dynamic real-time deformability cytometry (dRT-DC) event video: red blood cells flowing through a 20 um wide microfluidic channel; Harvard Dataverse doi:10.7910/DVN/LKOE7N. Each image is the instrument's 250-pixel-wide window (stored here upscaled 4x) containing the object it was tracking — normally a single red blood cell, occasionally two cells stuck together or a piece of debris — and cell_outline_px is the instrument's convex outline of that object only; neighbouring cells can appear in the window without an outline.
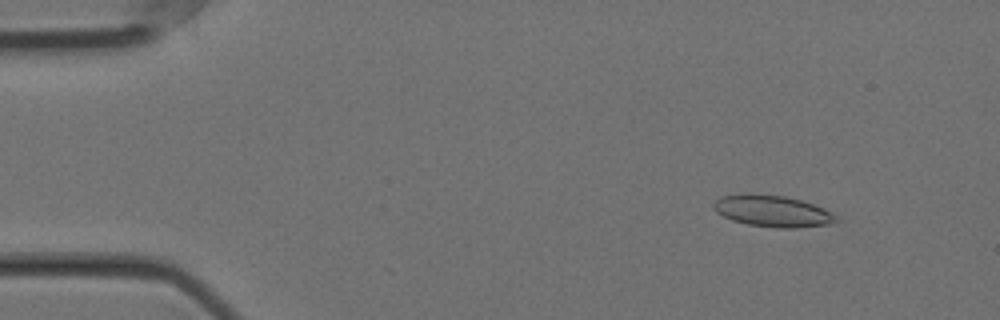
{"species": "Egyptian fruit bat (a non-hibernating species)", "species_latin": "Rousettus aegyptiacus", "temperature_condition": "cold", "stored_images_in_passage": 56, "camera_frame_rate_fps": 3000, "um_per_image_px": 0.085, "animal": {"sex": "female"}, "frame": {"image": 1, "passage_image": 6, "time_ms": 1.667, "image_size_px": [1000, 320], "cell_outline_px": [[840, 220], [828, 224], [796, 228], [776, 228], [748, 224], [732, 220], [716, 212], [712, 208], [712, 204], [720, 196], [740, 192], [752, 192], [784, 196], [800, 200], [824, 208], [836, 216]], "centroid_in_image_um": [65.6, 17.92], "position_along_channel_um": 19.4, "area_um2": 22.83}}
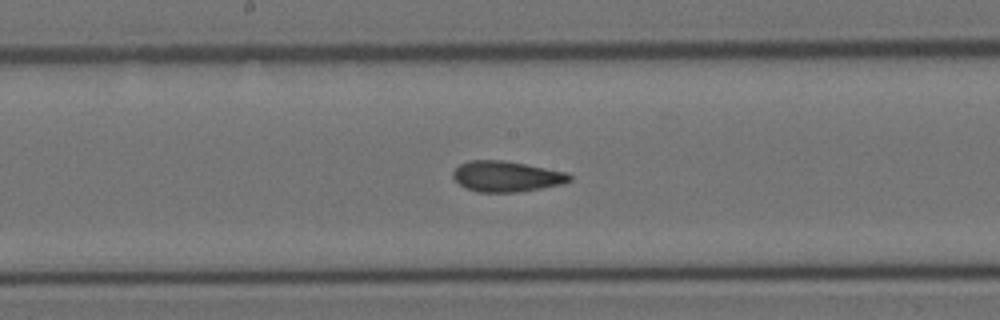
{"frame": {"image": 2, "passage_image": 29, "time_ms": 9.333, "image_size_px": [1000, 320], "cell_outline_px": [[572, 180], [564, 184], [520, 192], [476, 192], [464, 188], [452, 176], [452, 172], [460, 164], [468, 160], [500, 160], [524, 164], [568, 172], [572, 176]], "centroid_in_image_um": [43.06, 15.0], "position_along_channel_um": 205.1, "area_um2": 20.98}}
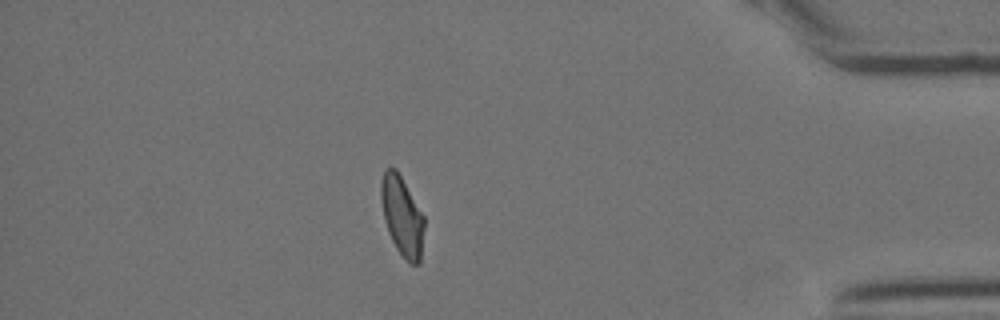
{"frame": {"image": 3, "passage_image": 49, "time_ms": 16.0, "image_size_px": [1000, 320], "cell_outline_px": [[424, 228], [420, 264], [412, 264], [396, 248], [388, 232], [384, 220], [380, 200], [380, 180], [384, 168], [396, 168], [424, 216]], "centroid_in_image_um": [34.15, 18.32], "position_along_channel_um": 401.0, "area_um2": 20.0}, "authors_computed_cell_mechanics": {"area_um2": 21.0103, "velocity_mm_per_s": 3.5532, "shape_relaxation_time_tau1_ms": null, "shape_relaxation_time_tau2_ms": 1.7643, "deformation_change_tau1": null, "deformation_change_tau2": 0.0899}}